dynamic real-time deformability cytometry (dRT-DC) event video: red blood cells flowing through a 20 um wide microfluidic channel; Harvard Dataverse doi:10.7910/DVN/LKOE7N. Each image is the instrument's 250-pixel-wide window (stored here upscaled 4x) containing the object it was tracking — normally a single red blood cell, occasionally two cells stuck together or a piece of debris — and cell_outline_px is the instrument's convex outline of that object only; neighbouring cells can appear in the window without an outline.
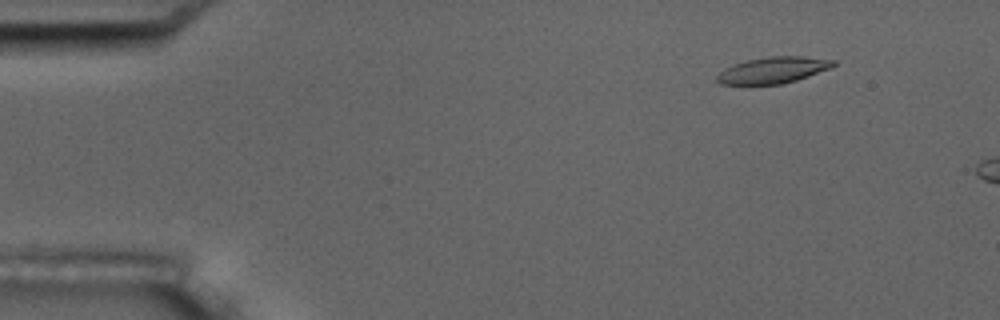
{"species": "common noctule bat (a hibernating species)", "species_latin": "Nyctalus noctula", "temperature_condition": "room temperature", "stored_images_in_passage": 4, "camera_frame_rate_fps": 3000, "um_per_image_px": 0.085, "animal": {"sex": "male", "body_mass_g": 17.5, "forearm_length_mm": 52.3}, "frame": {"image": 1, "passage_image": 2, "time_ms": 1.333, "image_size_px": [1000, 320], "cell_outline_px": [[836, 64], [832, 68], [796, 80], [780, 84], [748, 88], [720, 84], [716, 80], [716, 76], [724, 68], [748, 60], [768, 56], [804, 56], [836, 60]], "centroid_in_image_um": [65.65, 6.01], "position_along_channel_um": 19.3, "area_um2": 18.67}}